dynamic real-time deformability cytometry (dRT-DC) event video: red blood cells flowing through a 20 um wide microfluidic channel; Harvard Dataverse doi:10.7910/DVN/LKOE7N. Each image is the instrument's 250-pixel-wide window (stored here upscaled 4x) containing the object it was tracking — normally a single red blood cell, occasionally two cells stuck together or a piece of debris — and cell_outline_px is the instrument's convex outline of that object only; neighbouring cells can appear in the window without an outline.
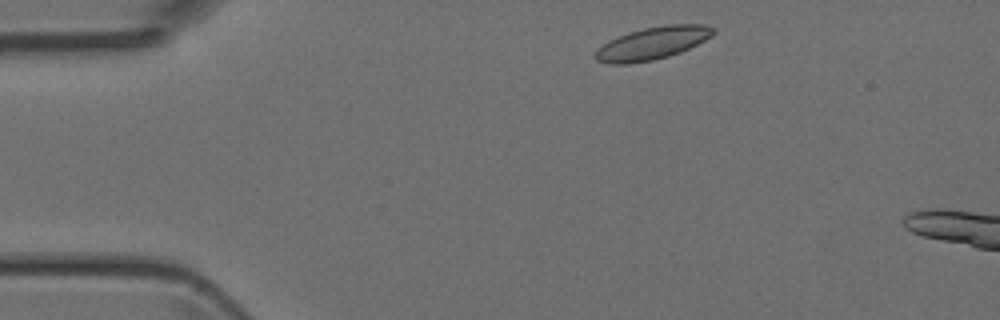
{"species": "Egyptian fruit bat (a non-hibernating species)", "species_latin": "Rousettus aegyptiacus", "temperature_condition": "room temperature", "stored_images_in_passage": 6, "camera_frame_rate_fps": 3000, "um_per_image_px": 0.085, "animal": {"sex": "female"}, "frame": {"image": 1, "passage_image": 2, "time_ms": 0.333, "image_size_px": [1000, 320], "cell_outline_px": [[716, 32], [712, 36], [680, 52], [668, 56], [652, 60], [628, 64], [612, 64], [596, 60], [596, 52], [608, 40], [628, 32], [644, 28], [664, 24], [704, 24], [716, 28]], "centroid_in_image_um": [55.49, 3.65], "position_along_channel_um": 29.5, "area_um2": 22.25}}